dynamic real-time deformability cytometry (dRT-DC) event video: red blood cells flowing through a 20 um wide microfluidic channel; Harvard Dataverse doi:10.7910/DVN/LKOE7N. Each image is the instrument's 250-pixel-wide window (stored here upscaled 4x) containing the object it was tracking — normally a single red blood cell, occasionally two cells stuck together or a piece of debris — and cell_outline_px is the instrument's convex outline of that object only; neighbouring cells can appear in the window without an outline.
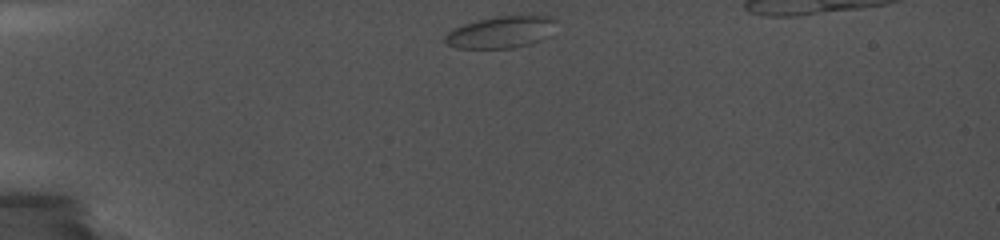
{"species": "common noctule bat (a hibernating species)", "species_latin": "Nyctalus noctula", "temperature_condition": "cold", "stored_images_in_passage": 40, "camera_frame_rate_fps": 5000, "um_per_image_px": 0.085, "animal": {"sex": "female", "body_mass_g": 19.0, "forearm_length_mm": 56.7}, "frame": {"image": 1, "passage_image": 1, "time_ms": 0.0, "image_size_px": [1000, 240], "cell_outline_px": [[556, 20], [548, 36], [540, 40], [528, 44], [512, 48], [456, 48], [448, 44], [444, 40], [444, 36], [448, 32], [464, 24], [480, 20], [500, 16], [556, 16]], "centroid_in_image_um": [42.58, 2.74], "position_along_channel_um": 42.4, "area_um2": 20.23}}
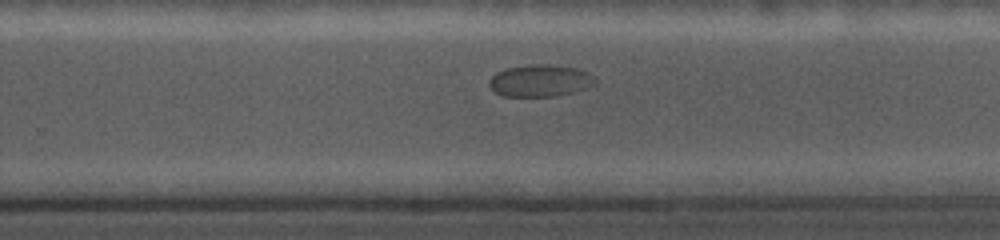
{"frame": {"image": 2, "passage_image": 23, "time_ms": 8.4, "image_size_px": [1000, 240], "cell_outline_px": [[596, 84], [588, 88], [576, 92], [556, 96], [504, 96], [492, 92], [488, 84], [488, 80], [496, 72], [508, 68], [536, 64], [544, 64], [576, 68], [588, 72], [596, 80]], "centroid_in_image_um": [45.9, 6.87], "position_along_channel_um": 283.9, "area_um2": 19.88}}
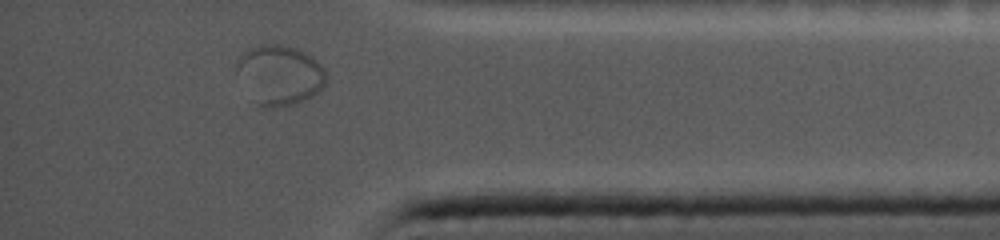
{"frame": {"image": 3, "passage_image": 37, "time_ms": 12.2, "image_size_px": [1000, 240], "cell_outline_px": [[324, 84], [312, 96], [304, 100], [292, 104], [272, 108], [264, 108], [256, 104], [252, 100], [236, 72], [236, 64], [240, 56], [248, 48], [260, 44], [284, 44], [296, 48], [304, 52], [316, 60], [324, 68]], "centroid_in_image_um": [23.71, 6.36], "position_along_channel_um": 411.5, "area_um2": 31.1}}